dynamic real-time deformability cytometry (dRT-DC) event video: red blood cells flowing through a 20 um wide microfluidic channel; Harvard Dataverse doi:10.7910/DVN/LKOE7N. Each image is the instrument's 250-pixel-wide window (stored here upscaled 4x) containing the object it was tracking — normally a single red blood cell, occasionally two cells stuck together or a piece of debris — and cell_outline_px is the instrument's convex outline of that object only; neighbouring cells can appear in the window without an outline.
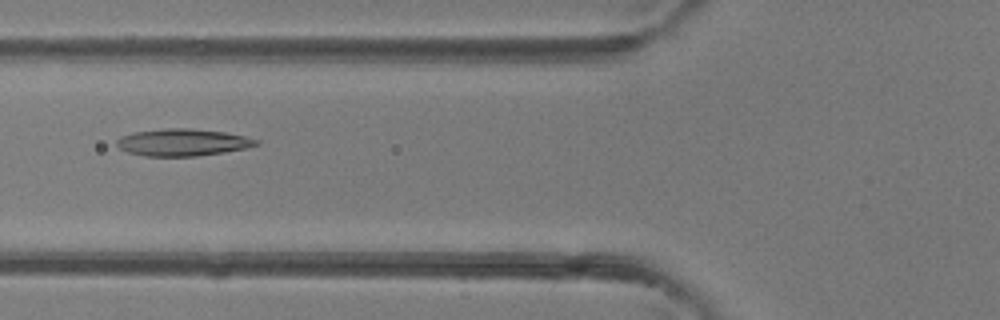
{"species": "common noctule bat (a hibernating species)", "species_latin": "Nyctalus noctula", "temperature_condition": "room temperature", "stored_images_in_passage": 5, "camera_frame_rate_fps": 3000, "um_per_image_px": 0.085, "animal": {"sex": "female"}, "frame": {"image": 1, "passage_image": 4, "time_ms": 3.333, "image_size_px": [1000, 320], "cell_outline_px": [[260, 144], [244, 148], [224, 152], [196, 156], [148, 156], [128, 152], [120, 148], [116, 144], [116, 140], [120, 136], [132, 132], [168, 128], [188, 128], [224, 132], [244, 136], [260, 140]], "centroid_in_image_um": [15.51, 12.09], "position_along_channel_um": 110.3, "area_um2": 21.91}}
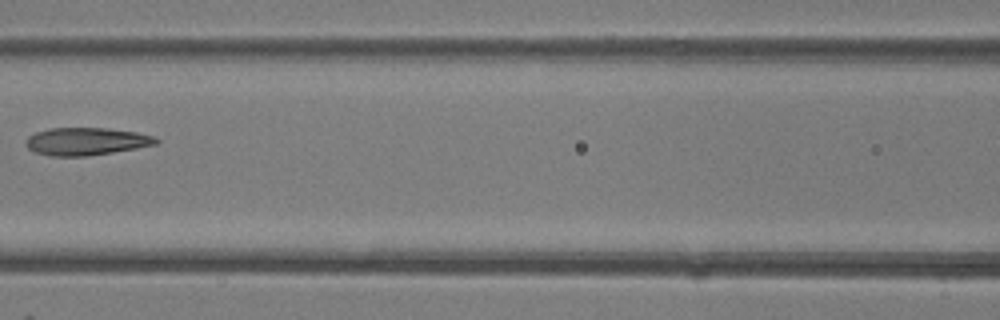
{"frame": {"image": 2, "passage_image": 5, "time_ms": 4.333, "image_size_px": [1000, 320], "cell_outline_px": [[160, 140], [156, 144], [136, 148], [88, 156], [52, 156], [32, 152], [24, 144], [24, 140], [28, 136], [36, 132], [48, 128], [108, 128], [136, 132], [152, 136]], "centroid_in_image_um": [7.26, 12.02], "position_along_channel_um": 159.3, "area_um2": 21.04}}